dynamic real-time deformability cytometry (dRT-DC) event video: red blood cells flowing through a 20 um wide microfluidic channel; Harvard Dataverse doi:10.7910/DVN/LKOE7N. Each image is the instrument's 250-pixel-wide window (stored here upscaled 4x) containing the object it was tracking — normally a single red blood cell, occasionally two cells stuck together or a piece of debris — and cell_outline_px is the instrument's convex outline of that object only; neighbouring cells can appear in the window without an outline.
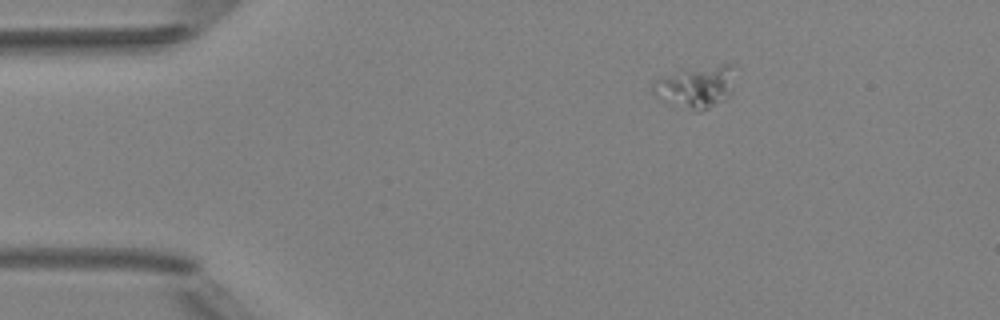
{"species": "Egyptian fruit bat (a non-hibernating species)", "species_latin": "Rousettus aegyptiacus", "temperature_condition": "room temperature", "stored_images_in_passage": 3, "camera_frame_rate_fps": 3000, "um_per_image_px": 0.085, "animal": {"sex": "female"}, "frame": {"image": 1, "passage_image": 1, "time_ms": 0.0, "image_size_px": [1000, 320], "cell_outline_px": [[732, 92], [724, 100], [700, 112], [696, 112], [656, 92], [652, 88], [652, 84], [656, 80], [684, 68], [724, 64], [732, 64]], "centroid_in_image_um": [59.26, 7.32], "position_along_channel_um": 25.7, "area_um2": 19.13}}
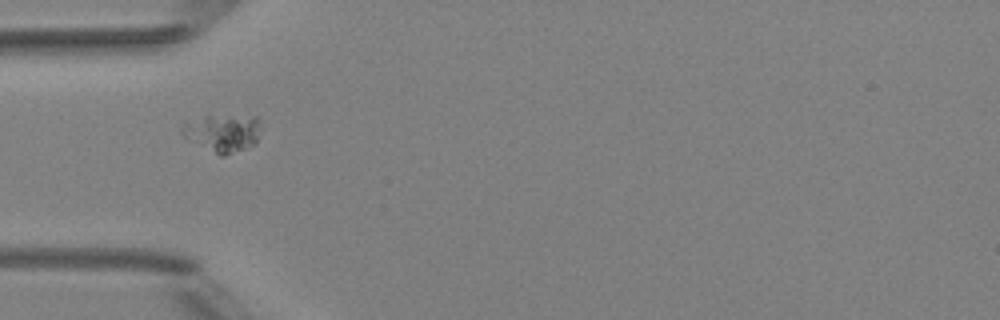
{"frame": {"image": 2, "passage_image": 3, "time_ms": 2.667, "image_size_px": [1000, 320], "cell_outline_px": [[260, 120], [256, 140], [248, 148], [224, 156], [220, 156], [184, 136], [180, 132], [180, 124], [204, 116], [256, 116]], "centroid_in_image_um": [18.91, 11.29], "position_along_channel_um": 66.1, "area_um2": 16.99}}